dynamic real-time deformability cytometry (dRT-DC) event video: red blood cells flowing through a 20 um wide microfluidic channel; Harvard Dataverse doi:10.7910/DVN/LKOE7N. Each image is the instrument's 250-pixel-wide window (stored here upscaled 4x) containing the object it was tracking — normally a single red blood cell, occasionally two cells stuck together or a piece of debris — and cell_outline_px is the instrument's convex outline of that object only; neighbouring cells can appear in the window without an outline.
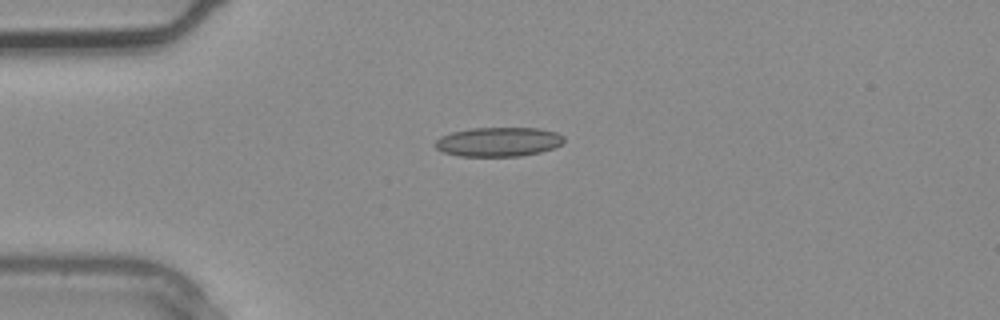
{"species": "common noctule bat (a hibernating species)", "species_latin": "Nyctalus noctula", "temperature_condition": "warm", "stored_images_in_passage": 1, "camera_frame_rate_fps": 3000, "um_per_image_px": 0.085, "animal": {"sex": "male", "body_mass_g": 20.4}, "frame": {"image": 1, "passage_image": 1, "time_ms": 0.0, "image_size_px": [1000, 320], "cell_outline_px": [[564, 140], [560, 144], [552, 148], [540, 152], [520, 156], [460, 156], [444, 152], [436, 148], [432, 144], [440, 136], [452, 132], [472, 128], [540, 128], [556, 132], [564, 136]], "centroid_in_image_um": [42.34, 12.05], "position_along_channel_um": 42.7, "area_um2": 21.96}}